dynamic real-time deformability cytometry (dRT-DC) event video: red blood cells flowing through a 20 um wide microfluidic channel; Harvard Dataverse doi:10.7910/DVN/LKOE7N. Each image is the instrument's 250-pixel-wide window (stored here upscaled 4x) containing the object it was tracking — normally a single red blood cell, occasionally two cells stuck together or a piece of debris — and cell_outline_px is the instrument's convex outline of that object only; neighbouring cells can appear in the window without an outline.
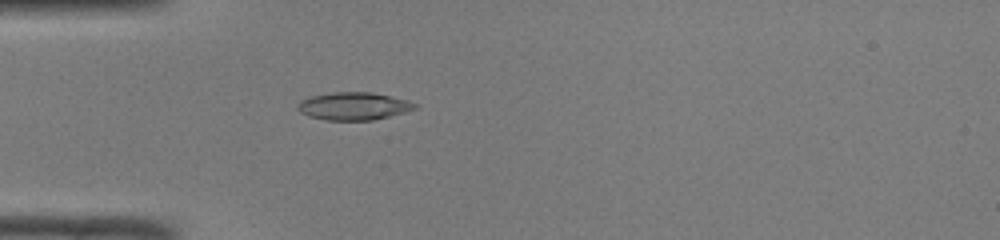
{"species": "common noctule bat (a hibernating species)", "species_latin": "Nyctalus noctula", "temperature_condition": "room temperature", "stored_images_in_passage": 44, "camera_frame_rate_fps": 3000, "um_per_image_px": 0.085, "animal": {"sex": "male", "body_mass_g": 19.0, "forearm_length_mm": 50.8}, "frame": {"image": 1, "passage_image": 9, "time_ms": 2.667, "image_size_px": [1000, 240], "cell_outline_px": [[420, 108], [372, 120], [324, 120], [308, 116], [300, 112], [296, 108], [296, 104], [300, 100], [312, 96], [332, 92], [372, 92], [408, 100], [416, 104]], "centroid_in_image_um": [30.04, 9.02], "position_along_channel_um": 55.0, "area_um2": 19.02}}
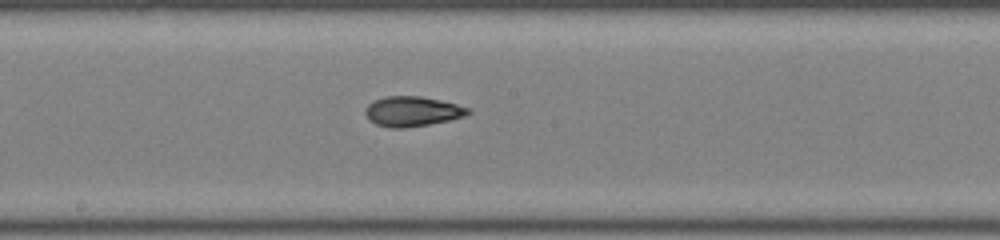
{"frame": {"image": 2, "passage_image": 21, "time_ms": 6.667, "image_size_px": [1000, 240], "cell_outline_px": [[472, 112], [464, 116], [448, 120], [428, 124], [404, 128], [388, 128], [376, 124], [368, 120], [364, 112], [368, 104], [372, 100], [384, 96], [420, 96], [440, 100], [456, 104], [468, 108]], "centroid_in_image_um": [34.99, 9.46], "position_along_channel_um": 213.2, "area_um2": 17.98}}
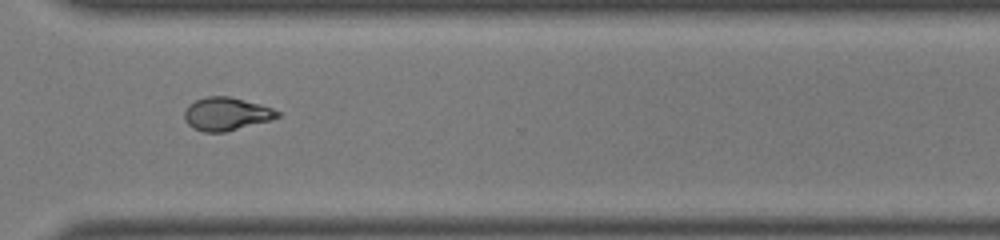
{"frame": {"image": 3, "passage_image": 31, "time_ms": 10.0, "image_size_px": [1000, 240], "cell_outline_px": [[280, 116], [268, 120], [224, 132], [204, 132], [192, 128], [184, 120], [184, 112], [188, 104], [196, 100], [208, 96], [228, 96], [272, 108], [280, 112]], "centroid_in_image_um": [19.17, 9.68], "position_along_channel_um": 351.4, "area_um2": 17.63}, "authors_computed_cell_mechanics": {"area_um2": 18.0914, "velocity_mm_per_s": 4.1307, "shape_relaxation_time_tau1_ms": null, "shape_relaxation_time_tau2_ms": 1.7702, "deformation_change_tau1": null, "deformation_change_tau2": 0.0662}}